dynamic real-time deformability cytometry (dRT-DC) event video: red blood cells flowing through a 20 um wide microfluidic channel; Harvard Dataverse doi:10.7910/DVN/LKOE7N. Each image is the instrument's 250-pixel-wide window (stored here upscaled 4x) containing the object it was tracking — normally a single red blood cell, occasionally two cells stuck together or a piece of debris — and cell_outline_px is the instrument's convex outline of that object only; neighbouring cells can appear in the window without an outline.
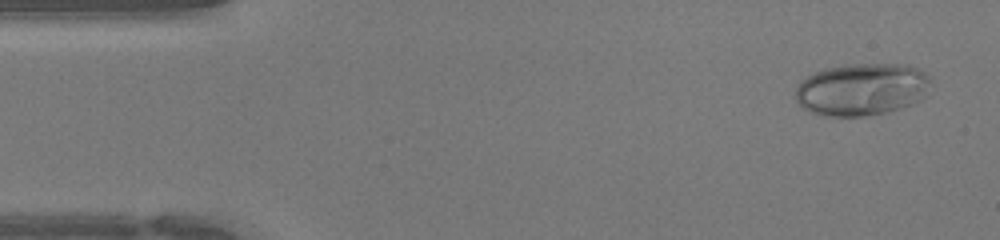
{"species": "human", "species_latin": "Homo sapiens", "temperature_condition": "warm", "stored_images_in_passage": 43, "camera_frame_rate_fps": 3000, "um_per_image_px": 0.085, "donor": {"sex": "female"}, "frame": {"image": 1, "passage_image": 2, "time_ms": 0.333, "image_size_px": [1000, 240], "cell_outline_px": [[928, 80], [924, 96], [920, 100], [912, 104], [884, 112], [864, 116], [828, 116], [812, 112], [804, 108], [796, 100], [796, 88], [800, 80], [824, 68], [848, 64], [908, 64], [924, 72], [928, 76]], "centroid_in_image_um": [73.21, 7.58], "position_along_channel_um": 11.8, "area_um2": 40.86}}
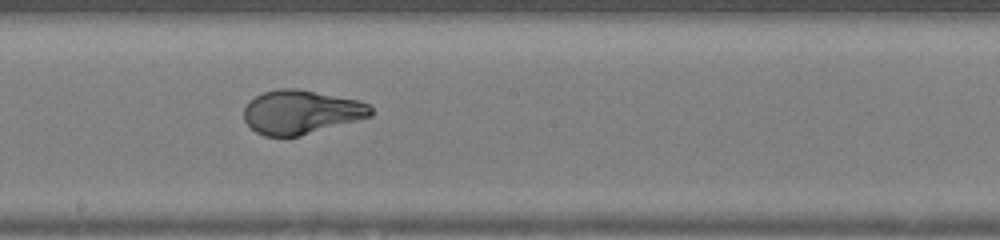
{"frame": {"image": 2, "passage_image": 23, "time_ms": 7.333, "image_size_px": [1000, 240], "cell_outline_px": [[372, 116], [300, 136], [264, 136], [256, 132], [244, 120], [244, 108], [248, 100], [264, 92], [280, 88], [296, 88], [360, 100], [368, 104], [372, 108]], "centroid_in_image_um": [25.59, 9.52], "position_along_channel_um": 222.6, "area_um2": 32.48}}
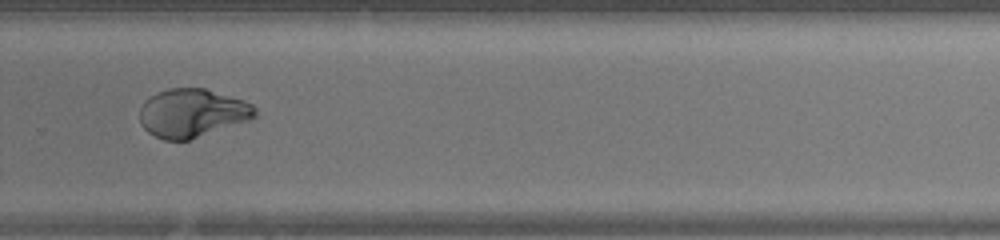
{"frame": {"image": 3, "passage_image": 29, "time_ms": 9.333, "image_size_px": [1000, 240], "cell_outline_px": [[256, 116], [252, 120], [188, 140], [164, 140], [148, 132], [140, 124], [140, 108], [144, 100], [148, 96], [156, 92], [168, 88], [204, 88], [244, 100], [252, 104], [256, 108]], "centroid_in_image_um": [16.34, 9.6], "position_along_channel_um": 313.5, "area_um2": 32.83}}